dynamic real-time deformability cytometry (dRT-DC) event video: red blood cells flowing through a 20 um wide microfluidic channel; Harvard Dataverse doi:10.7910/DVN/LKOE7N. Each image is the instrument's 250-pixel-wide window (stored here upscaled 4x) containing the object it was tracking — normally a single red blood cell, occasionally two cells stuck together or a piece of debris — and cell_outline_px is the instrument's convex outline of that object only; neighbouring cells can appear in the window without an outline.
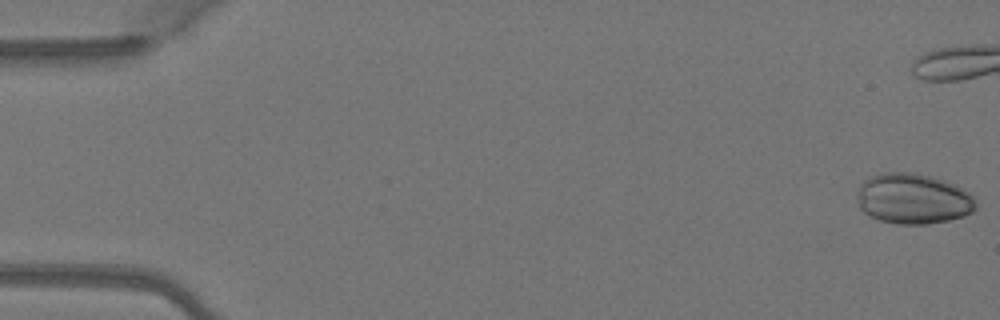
{"species": "Egyptian fruit bat (a non-hibernating species)", "species_latin": "Rousettus aegyptiacus", "temperature_condition": "warm", "stored_images_in_passage": 39, "camera_frame_rate_fps": 3000, "um_per_image_px": 0.085, "animal": {"sex": "female"}, "frame": {"image": 1, "passage_image": 1, "time_ms": 0.0, "image_size_px": [1000, 320], "cell_outline_px": [[976, 208], [972, 212], [964, 216], [948, 220], [928, 224], [896, 224], [880, 220], [864, 212], [860, 208], [860, 184], [864, 180], [872, 176], [884, 172], [916, 172], [952, 184], [968, 192], [976, 200]], "centroid_in_image_um": [77.64, 16.9], "position_along_channel_um": 7.4, "area_um2": 34.45}}